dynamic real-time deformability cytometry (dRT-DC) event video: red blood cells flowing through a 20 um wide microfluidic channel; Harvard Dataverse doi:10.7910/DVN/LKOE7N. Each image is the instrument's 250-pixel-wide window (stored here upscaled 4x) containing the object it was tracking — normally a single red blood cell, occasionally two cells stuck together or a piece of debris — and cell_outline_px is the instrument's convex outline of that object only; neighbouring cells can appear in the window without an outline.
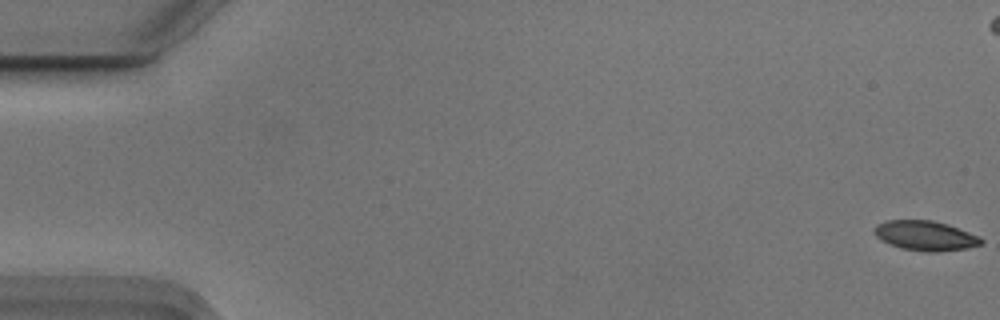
{"species": "Egyptian fruit bat (a non-hibernating species)", "species_latin": "Rousettus aegyptiacus", "temperature_condition": "cold", "stored_images_in_passage": 57, "camera_frame_rate_fps": 3000, "um_per_image_px": 0.085, "animal": {"sex": "male"}, "frame": {"image": 1, "passage_image": 1, "time_ms": 0.0, "image_size_px": [1000, 320], "cell_outline_px": [[984, 240], [980, 244], [968, 248], [936, 252], [924, 252], [900, 248], [880, 240], [872, 232], [872, 228], [876, 224], [888, 220], [932, 220], [948, 224], [980, 236]], "centroid_in_image_um": [78.62, 20.03], "position_along_channel_um": 6.4, "area_um2": 18.79}}
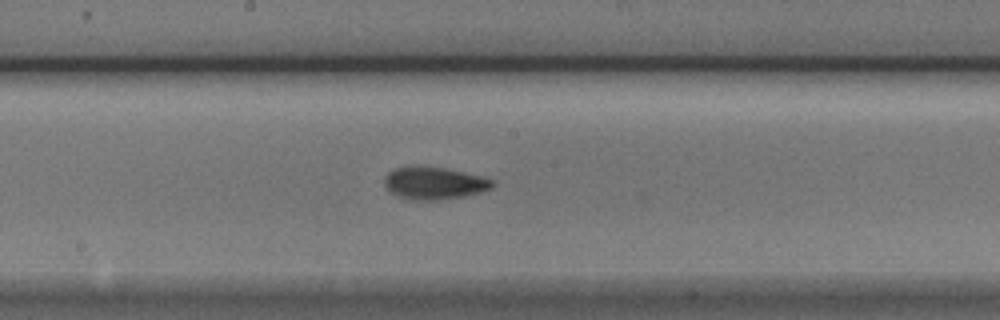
{"frame": {"image": 2, "passage_image": 30, "time_ms": 9.667, "image_size_px": [1000, 320], "cell_outline_px": [[496, 184], [492, 188], [480, 192], [464, 196], [440, 200], [408, 200], [392, 192], [384, 184], [384, 176], [392, 168], [420, 164], [444, 168], [480, 176], [496, 180]], "centroid_in_image_um": [36.89, 15.54], "position_along_channel_um": 211.3, "area_um2": 20.75}}
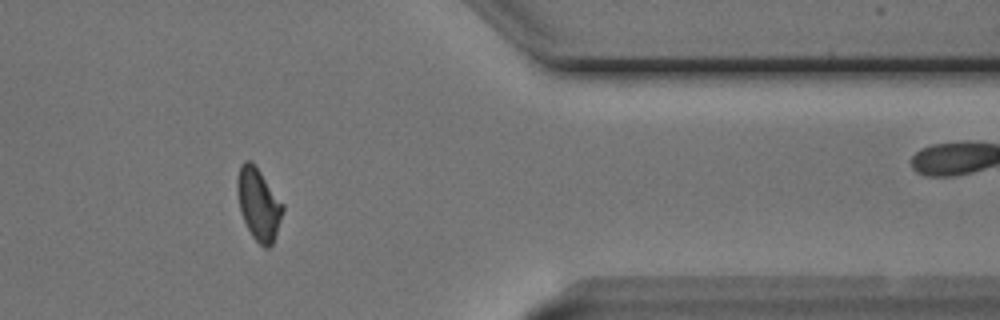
{"frame": {"image": 3, "passage_image": 46, "time_ms": 15.0, "image_size_px": [1000, 320], "cell_outline_px": [[284, 208], [272, 244], [268, 248], [264, 248], [252, 236], [240, 212], [236, 188], [236, 180], [240, 164], [244, 160], [252, 160], [284, 204]], "centroid_in_image_um": [21.95, 17.3], "position_along_channel_um": 389.4, "area_um2": 19.07}}